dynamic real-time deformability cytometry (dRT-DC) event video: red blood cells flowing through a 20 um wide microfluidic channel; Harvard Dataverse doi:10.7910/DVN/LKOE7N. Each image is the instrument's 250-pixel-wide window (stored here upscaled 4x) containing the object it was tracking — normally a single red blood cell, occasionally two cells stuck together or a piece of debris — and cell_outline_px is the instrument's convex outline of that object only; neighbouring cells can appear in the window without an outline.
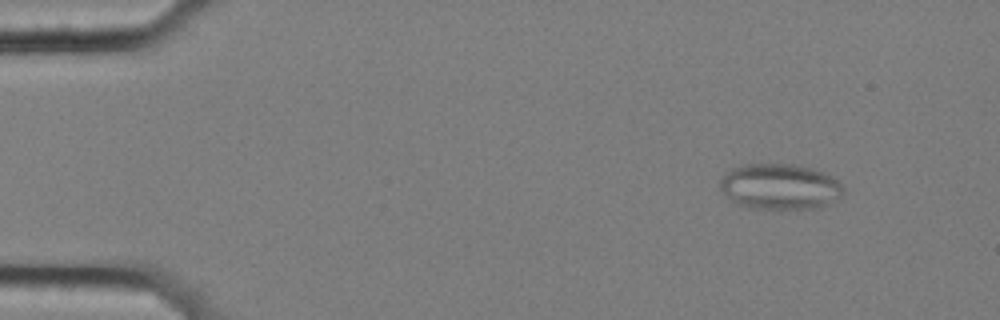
{"species": "common noctule bat (a hibernating species)", "species_latin": "Nyctalus noctula", "temperature_condition": "cold", "stored_images_in_passage": 58, "segment_of_instrument_passage": [1, 2], "camera_frame_rate_fps": 3000, "um_per_image_px": 0.085, "animal": {"sex": "female", "body_mass_g": 25.1}, "frame": {"image": 1, "passage_image": 7, "time_ms": 2.0, "image_size_px": [1000, 320], "cell_outline_px": [[844, 192], [836, 200], [820, 208], [796, 212], [780, 212], [748, 208], [736, 204], [720, 188], [720, 180], [732, 168], [740, 164], [792, 164], [812, 168], [824, 172], [832, 176], [844, 188]], "centroid_in_image_um": [66.32, 15.93], "position_along_channel_um": 18.7, "area_um2": 34.04}}